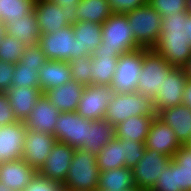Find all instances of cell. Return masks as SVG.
Returning <instances> with one entry per match:
<instances>
[{
	"mask_svg": "<svg viewBox=\"0 0 191 191\" xmlns=\"http://www.w3.org/2000/svg\"><path fill=\"white\" fill-rule=\"evenodd\" d=\"M153 50L172 67L182 68L191 55V13L183 11L163 17L160 36Z\"/></svg>",
	"mask_w": 191,
	"mask_h": 191,
	"instance_id": "1",
	"label": "cell"
},
{
	"mask_svg": "<svg viewBox=\"0 0 191 191\" xmlns=\"http://www.w3.org/2000/svg\"><path fill=\"white\" fill-rule=\"evenodd\" d=\"M101 26L102 42L92 55L107 54L120 57L121 54L141 48L134 39L125 14H113Z\"/></svg>",
	"mask_w": 191,
	"mask_h": 191,
	"instance_id": "2",
	"label": "cell"
},
{
	"mask_svg": "<svg viewBox=\"0 0 191 191\" xmlns=\"http://www.w3.org/2000/svg\"><path fill=\"white\" fill-rule=\"evenodd\" d=\"M97 155L85 149H75L66 179L62 184L64 191H96L100 170Z\"/></svg>",
	"mask_w": 191,
	"mask_h": 191,
	"instance_id": "3",
	"label": "cell"
},
{
	"mask_svg": "<svg viewBox=\"0 0 191 191\" xmlns=\"http://www.w3.org/2000/svg\"><path fill=\"white\" fill-rule=\"evenodd\" d=\"M140 115L157 116L152 99L137 92L115 93L108 103L104 118L116 126L131 116Z\"/></svg>",
	"mask_w": 191,
	"mask_h": 191,
	"instance_id": "4",
	"label": "cell"
},
{
	"mask_svg": "<svg viewBox=\"0 0 191 191\" xmlns=\"http://www.w3.org/2000/svg\"><path fill=\"white\" fill-rule=\"evenodd\" d=\"M136 43L141 48L153 49L158 42L162 17L148 2L126 14Z\"/></svg>",
	"mask_w": 191,
	"mask_h": 191,
	"instance_id": "5",
	"label": "cell"
},
{
	"mask_svg": "<svg viewBox=\"0 0 191 191\" xmlns=\"http://www.w3.org/2000/svg\"><path fill=\"white\" fill-rule=\"evenodd\" d=\"M170 63L153 49L143 48V67L137 84V93L154 99L165 76L173 69Z\"/></svg>",
	"mask_w": 191,
	"mask_h": 191,
	"instance_id": "6",
	"label": "cell"
},
{
	"mask_svg": "<svg viewBox=\"0 0 191 191\" xmlns=\"http://www.w3.org/2000/svg\"><path fill=\"white\" fill-rule=\"evenodd\" d=\"M38 45L48 60L69 62L71 59L84 56L80 51L78 39L74 36L73 24L56 32L41 34Z\"/></svg>",
	"mask_w": 191,
	"mask_h": 191,
	"instance_id": "7",
	"label": "cell"
},
{
	"mask_svg": "<svg viewBox=\"0 0 191 191\" xmlns=\"http://www.w3.org/2000/svg\"><path fill=\"white\" fill-rule=\"evenodd\" d=\"M143 67V48L121 54L110 87L116 93L136 92Z\"/></svg>",
	"mask_w": 191,
	"mask_h": 191,
	"instance_id": "8",
	"label": "cell"
},
{
	"mask_svg": "<svg viewBox=\"0 0 191 191\" xmlns=\"http://www.w3.org/2000/svg\"><path fill=\"white\" fill-rule=\"evenodd\" d=\"M93 120L85 119L75 112H60L54 127V136L58 142L66 143L74 149H80L88 143V125Z\"/></svg>",
	"mask_w": 191,
	"mask_h": 191,
	"instance_id": "9",
	"label": "cell"
},
{
	"mask_svg": "<svg viewBox=\"0 0 191 191\" xmlns=\"http://www.w3.org/2000/svg\"><path fill=\"white\" fill-rule=\"evenodd\" d=\"M171 160L167 155L146 148L144 156L132 168L135 185L143 191H151Z\"/></svg>",
	"mask_w": 191,
	"mask_h": 191,
	"instance_id": "10",
	"label": "cell"
},
{
	"mask_svg": "<svg viewBox=\"0 0 191 191\" xmlns=\"http://www.w3.org/2000/svg\"><path fill=\"white\" fill-rule=\"evenodd\" d=\"M115 93L110 85L84 86L76 112L85 119H103L108 103L113 99Z\"/></svg>",
	"mask_w": 191,
	"mask_h": 191,
	"instance_id": "11",
	"label": "cell"
},
{
	"mask_svg": "<svg viewBox=\"0 0 191 191\" xmlns=\"http://www.w3.org/2000/svg\"><path fill=\"white\" fill-rule=\"evenodd\" d=\"M187 80L188 77L185 75L183 68L174 67L165 76L164 82L153 99L157 113L165 108L182 104Z\"/></svg>",
	"mask_w": 191,
	"mask_h": 191,
	"instance_id": "12",
	"label": "cell"
},
{
	"mask_svg": "<svg viewBox=\"0 0 191 191\" xmlns=\"http://www.w3.org/2000/svg\"><path fill=\"white\" fill-rule=\"evenodd\" d=\"M74 150L72 146L57 141L38 170V175L63 184L73 159Z\"/></svg>",
	"mask_w": 191,
	"mask_h": 191,
	"instance_id": "13",
	"label": "cell"
},
{
	"mask_svg": "<svg viewBox=\"0 0 191 191\" xmlns=\"http://www.w3.org/2000/svg\"><path fill=\"white\" fill-rule=\"evenodd\" d=\"M56 142L54 135L28 129L21 158L38 171Z\"/></svg>",
	"mask_w": 191,
	"mask_h": 191,
	"instance_id": "14",
	"label": "cell"
},
{
	"mask_svg": "<svg viewBox=\"0 0 191 191\" xmlns=\"http://www.w3.org/2000/svg\"><path fill=\"white\" fill-rule=\"evenodd\" d=\"M33 11L41 34L56 32L72 24L71 13L47 0H40L38 3H35Z\"/></svg>",
	"mask_w": 191,
	"mask_h": 191,
	"instance_id": "15",
	"label": "cell"
},
{
	"mask_svg": "<svg viewBox=\"0 0 191 191\" xmlns=\"http://www.w3.org/2000/svg\"><path fill=\"white\" fill-rule=\"evenodd\" d=\"M27 131L24 122L0 126V164L21 159Z\"/></svg>",
	"mask_w": 191,
	"mask_h": 191,
	"instance_id": "16",
	"label": "cell"
},
{
	"mask_svg": "<svg viewBox=\"0 0 191 191\" xmlns=\"http://www.w3.org/2000/svg\"><path fill=\"white\" fill-rule=\"evenodd\" d=\"M147 149H153L171 158L182 145L176 137L174 130L155 117L145 141Z\"/></svg>",
	"mask_w": 191,
	"mask_h": 191,
	"instance_id": "17",
	"label": "cell"
},
{
	"mask_svg": "<svg viewBox=\"0 0 191 191\" xmlns=\"http://www.w3.org/2000/svg\"><path fill=\"white\" fill-rule=\"evenodd\" d=\"M37 174L22 158L0 164V181L14 191H24Z\"/></svg>",
	"mask_w": 191,
	"mask_h": 191,
	"instance_id": "18",
	"label": "cell"
},
{
	"mask_svg": "<svg viewBox=\"0 0 191 191\" xmlns=\"http://www.w3.org/2000/svg\"><path fill=\"white\" fill-rule=\"evenodd\" d=\"M59 113L43 93L24 123L29 130L53 135Z\"/></svg>",
	"mask_w": 191,
	"mask_h": 191,
	"instance_id": "19",
	"label": "cell"
},
{
	"mask_svg": "<svg viewBox=\"0 0 191 191\" xmlns=\"http://www.w3.org/2000/svg\"><path fill=\"white\" fill-rule=\"evenodd\" d=\"M157 117L166 125L170 126L182 145L191 142V109L180 104L174 107H168L160 110Z\"/></svg>",
	"mask_w": 191,
	"mask_h": 191,
	"instance_id": "20",
	"label": "cell"
},
{
	"mask_svg": "<svg viewBox=\"0 0 191 191\" xmlns=\"http://www.w3.org/2000/svg\"><path fill=\"white\" fill-rule=\"evenodd\" d=\"M84 91V85L73 79L64 85L44 92L51 104L60 112H75Z\"/></svg>",
	"mask_w": 191,
	"mask_h": 191,
	"instance_id": "21",
	"label": "cell"
},
{
	"mask_svg": "<svg viewBox=\"0 0 191 191\" xmlns=\"http://www.w3.org/2000/svg\"><path fill=\"white\" fill-rule=\"evenodd\" d=\"M6 93L15 117L19 122L26 120L39 97L43 94L40 87L25 86H11Z\"/></svg>",
	"mask_w": 191,
	"mask_h": 191,
	"instance_id": "22",
	"label": "cell"
},
{
	"mask_svg": "<svg viewBox=\"0 0 191 191\" xmlns=\"http://www.w3.org/2000/svg\"><path fill=\"white\" fill-rule=\"evenodd\" d=\"M5 29L8 35L21 41L27 47L39 44L41 33L33 10L18 20L9 21Z\"/></svg>",
	"mask_w": 191,
	"mask_h": 191,
	"instance_id": "23",
	"label": "cell"
},
{
	"mask_svg": "<svg viewBox=\"0 0 191 191\" xmlns=\"http://www.w3.org/2000/svg\"><path fill=\"white\" fill-rule=\"evenodd\" d=\"M38 72L39 86L42 93L72 80L69 62L65 61L48 60Z\"/></svg>",
	"mask_w": 191,
	"mask_h": 191,
	"instance_id": "24",
	"label": "cell"
},
{
	"mask_svg": "<svg viewBox=\"0 0 191 191\" xmlns=\"http://www.w3.org/2000/svg\"><path fill=\"white\" fill-rule=\"evenodd\" d=\"M156 116H131L114 126L115 137L124 140L146 141L148 132Z\"/></svg>",
	"mask_w": 191,
	"mask_h": 191,
	"instance_id": "25",
	"label": "cell"
},
{
	"mask_svg": "<svg viewBox=\"0 0 191 191\" xmlns=\"http://www.w3.org/2000/svg\"><path fill=\"white\" fill-rule=\"evenodd\" d=\"M113 14L107 0H81L72 14V21H90L102 25Z\"/></svg>",
	"mask_w": 191,
	"mask_h": 191,
	"instance_id": "26",
	"label": "cell"
},
{
	"mask_svg": "<svg viewBox=\"0 0 191 191\" xmlns=\"http://www.w3.org/2000/svg\"><path fill=\"white\" fill-rule=\"evenodd\" d=\"M73 32L80 51L84 55H92L102 42V26L90 21H72Z\"/></svg>",
	"mask_w": 191,
	"mask_h": 191,
	"instance_id": "27",
	"label": "cell"
},
{
	"mask_svg": "<svg viewBox=\"0 0 191 191\" xmlns=\"http://www.w3.org/2000/svg\"><path fill=\"white\" fill-rule=\"evenodd\" d=\"M114 137V126L108 120L105 118L93 120L88 125V143H84L82 149L97 155Z\"/></svg>",
	"mask_w": 191,
	"mask_h": 191,
	"instance_id": "28",
	"label": "cell"
},
{
	"mask_svg": "<svg viewBox=\"0 0 191 191\" xmlns=\"http://www.w3.org/2000/svg\"><path fill=\"white\" fill-rule=\"evenodd\" d=\"M97 165L100 171L125 167V140L114 137L113 140L103 147L97 154Z\"/></svg>",
	"mask_w": 191,
	"mask_h": 191,
	"instance_id": "29",
	"label": "cell"
},
{
	"mask_svg": "<svg viewBox=\"0 0 191 191\" xmlns=\"http://www.w3.org/2000/svg\"><path fill=\"white\" fill-rule=\"evenodd\" d=\"M136 187L133 170L120 167L117 169H110L106 171H100L99 184L97 189H103L106 191H116L124 189H132Z\"/></svg>",
	"mask_w": 191,
	"mask_h": 191,
	"instance_id": "30",
	"label": "cell"
},
{
	"mask_svg": "<svg viewBox=\"0 0 191 191\" xmlns=\"http://www.w3.org/2000/svg\"><path fill=\"white\" fill-rule=\"evenodd\" d=\"M119 57L111 55H92V85H111Z\"/></svg>",
	"mask_w": 191,
	"mask_h": 191,
	"instance_id": "31",
	"label": "cell"
},
{
	"mask_svg": "<svg viewBox=\"0 0 191 191\" xmlns=\"http://www.w3.org/2000/svg\"><path fill=\"white\" fill-rule=\"evenodd\" d=\"M172 159L177 163L178 190L191 191V146L181 145Z\"/></svg>",
	"mask_w": 191,
	"mask_h": 191,
	"instance_id": "32",
	"label": "cell"
},
{
	"mask_svg": "<svg viewBox=\"0 0 191 191\" xmlns=\"http://www.w3.org/2000/svg\"><path fill=\"white\" fill-rule=\"evenodd\" d=\"M31 0H0V21L6 25L9 21L18 20L34 9Z\"/></svg>",
	"mask_w": 191,
	"mask_h": 191,
	"instance_id": "33",
	"label": "cell"
},
{
	"mask_svg": "<svg viewBox=\"0 0 191 191\" xmlns=\"http://www.w3.org/2000/svg\"><path fill=\"white\" fill-rule=\"evenodd\" d=\"M38 71L34 66L18 61L14 64L12 86L40 87Z\"/></svg>",
	"mask_w": 191,
	"mask_h": 191,
	"instance_id": "34",
	"label": "cell"
},
{
	"mask_svg": "<svg viewBox=\"0 0 191 191\" xmlns=\"http://www.w3.org/2000/svg\"><path fill=\"white\" fill-rule=\"evenodd\" d=\"M26 45L13 36L6 34L0 42V60L16 64L21 60Z\"/></svg>",
	"mask_w": 191,
	"mask_h": 191,
	"instance_id": "35",
	"label": "cell"
},
{
	"mask_svg": "<svg viewBox=\"0 0 191 191\" xmlns=\"http://www.w3.org/2000/svg\"><path fill=\"white\" fill-rule=\"evenodd\" d=\"M92 55H84L69 61L71 75L74 81H77L84 86L92 85L91 70Z\"/></svg>",
	"mask_w": 191,
	"mask_h": 191,
	"instance_id": "36",
	"label": "cell"
},
{
	"mask_svg": "<svg viewBox=\"0 0 191 191\" xmlns=\"http://www.w3.org/2000/svg\"><path fill=\"white\" fill-rule=\"evenodd\" d=\"M160 175V178L151 191H180L177 188V163L173 159L170 161V165Z\"/></svg>",
	"mask_w": 191,
	"mask_h": 191,
	"instance_id": "37",
	"label": "cell"
},
{
	"mask_svg": "<svg viewBox=\"0 0 191 191\" xmlns=\"http://www.w3.org/2000/svg\"><path fill=\"white\" fill-rule=\"evenodd\" d=\"M147 2L162 18L169 17L174 13L188 11L186 0H147Z\"/></svg>",
	"mask_w": 191,
	"mask_h": 191,
	"instance_id": "38",
	"label": "cell"
},
{
	"mask_svg": "<svg viewBox=\"0 0 191 191\" xmlns=\"http://www.w3.org/2000/svg\"><path fill=\"white\" fill-rule=\"evenodd\" d=\"M146 146L144 142H138L134 139L125 140V167L132 169L137 162L144 156Z\"/></svg>",
	"mask_w": 191,
	"mask_h": 191,
	"instance_id": "39",
	"label": "cell"
},
{
	"mask_svg": "<svg viewBox=\"0 0 191 191\" xmlns=\"http://www.w3.org/2000/svg\"><path fill=\"white\" fill-rule=\"evenodd\" d=\"M20 62L26 63L27 65L34 66L36 69H40L42 65L48 62V58L43 53L39 45L26 47Z\"/></svg>",
	"mask_w": 191,
	"mask_h": 191,
	"instance_id": "40",
	"label": "cell"
},
{
	"mask_svg": "<svg viewBox=\"0 0 191 191\" xmlns=\"http://www.w3.org/2000/svg\"><path fill=\"white\" fill-rule=\"evenodd\" d=\"M24 191H64L62 184L36 175Z\"/></svg>",
	"mask_w": 191,
	"mask_h": 191,
	"instance_id": "41",
	"label": "cell"
},
{
	"mask_svg": "<svg viewBox=\"0 0 191 191\" xmlns=\"http://www.w3.org/2000/svg\"><path fill=\"white\" fill-rule=\"evenodd\" d=\"M114 14H128L139 6L144 5L147 0H107Z\"/></svg>",
	"mask_w": 191,
	"mask_h": 191,
	"instance_id": "42",
	"label": "cell"
},
{
	"mask_svg": "<svg viewBox=\"0 0 191 191\" xmlns=\"http://www.w3.org/2000/svg\"><path fill=\"white\" fill-rule=\"evenodd\" d=\"M19 122L8 101L6 92H0V126L10 125Z\"/></svg>",
	"mask_w": 191,
	"mask_h": 191,
	"instance_id": "43",
	"label": "cell"
},
{
	"mask_svg": "<svg viewBox=\"0 0 191 191\" xmlns=\"http://www.w3.org/2000/svg\"><path fill=\"white\" fill-rule=\"evenodd\" d=\"M14 63L0 60V92H7L12 86Z\"/></svg>",
	"mask_w": 191,
	"mask_h": 191,
	"instance_id": "44",
	"label": "cell"
},
{
	"mask_svg": "<svg viewBox=\"0 0 191 191\" xmlns=\"http://www.w3.org/2000/svg\"><path fill=\"white\" fill-rule=\"evenodd\" d=\"M48 2L55 3L59 6H61L64 10L68 11L69 13L73 14L76 5L81 0H47Z\"/></svg>",
	"mask_w": 191,
	"mask_h": 191,
	"instance_id": "45",
	"label": "cell"
},
{
	"mask_svg": "<svg viewBox=\"0 0 191 191\" xmlns=\"http://www.w3.org/2000/svg\"><path fill=\"white\" fill-rule=\"evenodd\" d=\"M182 104L188 106L191 109V79L187 80L185 90L183 93V102Z\"/></svg>",
	"mask_w": 191,
	"mask_h": 191,
	"instance_id": "46",
	"label": "cell"
},
{
	"mask_svg": "<svg viewBox=\"0 0 191 191\" xmlns=\"http://www.w3.org/2000/svg\"><path fill=\"white\" fill-rule=\"evenodd\" d=\"M185 75L188 77V79H191V55L189 56L186 64L182 67Z\"/></svg>",
	"mask_w": 191,
	"mask_h": 191,
	"instance_id": "47",
	"label": "cell"
},
{
	"mask_svg": "<svg viewBox=\"0 0 191 191\" xmlns=\"http://www.w3.org/2000/svg\"><path fill=\"white\" fill-rule=\"evenodd\" d=\"M5 25L0 21V42L6 36Z\"/></svg>",
	"mask_w": 191,
	"mask_h": 191,
	"instance_id": "48",
	"label": "cell"
},
{
	"mask_svg": "<svg viewBox=\"0 0 191 191\" xmlns=\"http://www.w3.org/2000/svg\"><path fill=\"white\" fill-rule=\"evenodd\" d=\"M96 191H106V190H103V189H97ZM110 191H112V190H110ZM116 191H143L141 188H139V187H134V188H132V189H124V190H116Z\"/></svg>",
	"mask_w": 191,
	"mask_h": 191,
	"instance_id": "49",
	"label": "cell"
},
{
	"mask_svg": "<svg viewBox=\"0 0 191 191\" xmlns=\"http://www.w3.org/2000/svg\"><path fill=\"white\" fill-rule=\"evenodd\" d=\"M0 191H14V190L7 187L3 182L0 181Z\"/></svg>",
	"mask_w": 191,
	"mask_h": 191,
	"instance_id": "50",
	"label": "cell"
},
{
	"mask_svg": "<svg viewBox=\"0 0 191 191\" xmlns=\"http://www.w3.org/2000/svg\"><path fill=\"white\" fill-rule=\"evenodd\" d=\"M186 7L189 13H191V0H186Z\"/></svg>",
	"mask_w": 191,
	"mask_h": 191,
	"instance_id": "51",
	"label": "cell"
},
{
	"mask_svg": "<svg viewBox=\"0 0 191 191\" xmlns=\"http://www.w3.org/2000/svg\"><path fill=\"white\" fill-rule=\"evenodd\" d=\"M33 3H38L40 0H31Z\"/></svg>",
	"mask_w": 191,
	"mask_h": 191,
	"instance_id": "52",
	"label": "cell"
}]
</instances>
